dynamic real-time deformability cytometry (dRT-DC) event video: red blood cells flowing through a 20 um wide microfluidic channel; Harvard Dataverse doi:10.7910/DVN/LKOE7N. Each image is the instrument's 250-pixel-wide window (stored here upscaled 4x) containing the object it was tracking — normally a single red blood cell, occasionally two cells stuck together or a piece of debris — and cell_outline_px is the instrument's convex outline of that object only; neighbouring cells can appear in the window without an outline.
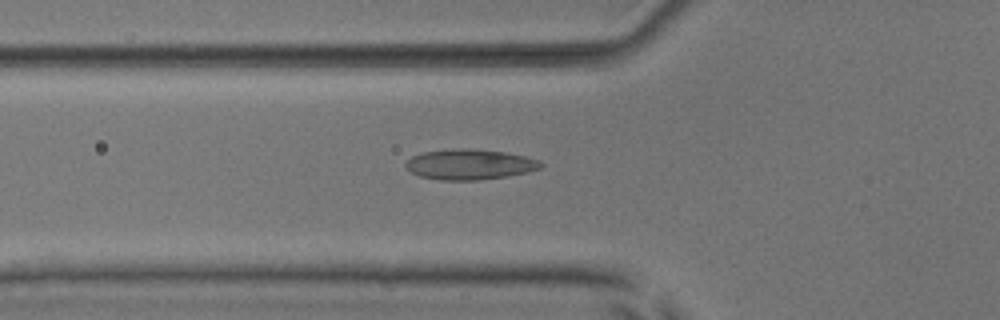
{"species": "common noctule bat (a hibernating species)", "species_latin": "Nyctalus noctula", "temperature_condition": "room temperature", "stored_images_in_passage": 52, "camera_frame_rate_fps": 3000, "um_per_image_px": 0.085, "animal": {"sex": "male", "body_mass_g": 17.9, "forearm_length_mm": 54.2}, "frame": {"image": 1, "passage_image": 19, "time_ms": 6.0, "image_size_px": [1000, 320], "cell_outline_px": [[544, 164], [540, 168], [528, 172], [508, 176], [480, 180], [444, 180], [420, 176], [412, 172], [404, 164], [412, 156], [424, 152], [456, 148], [468, 148], [504, 152], [524, 156], [540, 160]], "centroid_in_image_um": [39.96, 13.97], "position_along_channel_um": 85.8, "area_um2": 23.81}}
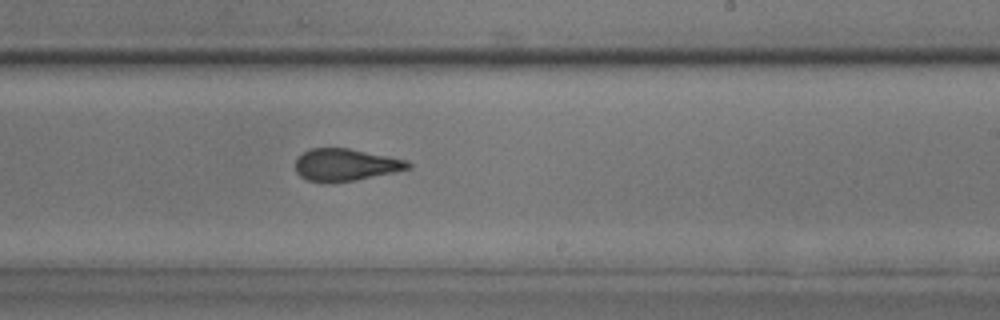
{"frame": {"image": 2, "passage_image": 32, "time_ms": 10.333, "image_size_px": [1000, 320], "cell_outline_px": [[412, 168], [396, 172], [356, 180], [324, 184], [308, 180], [300, 176], [296, 172], [296, 160], [308, 148], [348, 148], [408, 160], [412, 164]], "centroid_in_image_um": [29.39, 14.02], "position_along_channel_um": 259.6, "area_um2": 21.39}}
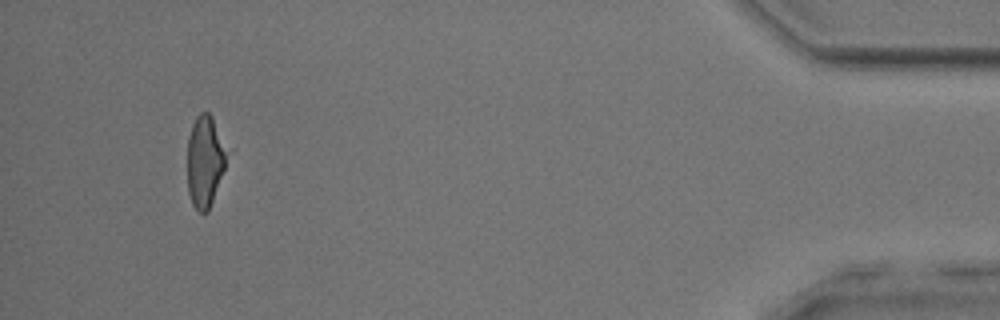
{"frame": {"image": 3, "passage_image": 49, "time_ms": 16.0, "image_size_px": [1000, 320], "cell_outline_px": [[224, 168], [208, 212], [200, 212], [192, 204], [188, 192], [188, 136], [192, 124], [196, 116], [200, 112], [208, 112], [212, 116], [224, 148]], "centroid_in_image_um": [17.36, 13.71], "position_along_channel_um": 417.8, "area_um2": 20.23}, "authors_computed_cell_mechanics": {"area_um2": 22.4264, "velocity_mm_per_s": 4.0172, "shape_relaxation_time_tau1_ms": 5.5354, "shape_relaxation_time_tau2_ms": 1.8386, "deformation_change_tau1": 0.1387, "deformation_change_tau2": 0.0979}}